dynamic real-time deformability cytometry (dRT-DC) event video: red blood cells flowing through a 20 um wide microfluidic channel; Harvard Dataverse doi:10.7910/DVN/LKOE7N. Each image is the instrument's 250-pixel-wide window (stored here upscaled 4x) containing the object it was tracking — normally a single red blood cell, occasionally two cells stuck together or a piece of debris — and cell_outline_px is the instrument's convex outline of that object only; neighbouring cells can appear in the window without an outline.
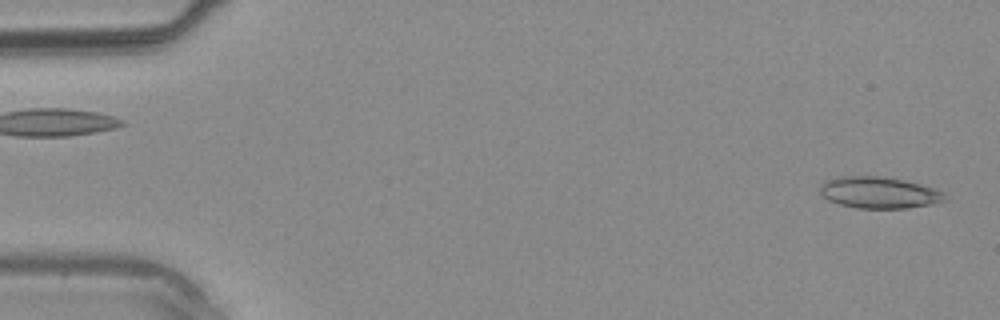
{"species": "common noctule bat (a hibernating species)", "species_latin": "Nyctalus noctula", "temperature_condition": "warm", "stored_images_in_passage": 2, "camera_frame_rate_fps": 3000, "um_per_image_px": 0.085, "animal": {"sex": "male", "body_mass_g": 20.4}, "frame": {"image": 1, "passage_image": 2, "time_ms": 1.333, "image_size_px": [1000, 320], "cell_outline_px": [[948, 200], [932, 204], [908, 208], [856, 208], [840, 204], [828, 200], [820, 192], [820, 184], [828, 180], [840, 176], [884, 176], [904, 180], [936, 188], [944, 192], [948, 196]], "centroid_in_image_um": [74.78, 16.37], "position_along_channel_um": 10.2, "area_um2": 23.12}}